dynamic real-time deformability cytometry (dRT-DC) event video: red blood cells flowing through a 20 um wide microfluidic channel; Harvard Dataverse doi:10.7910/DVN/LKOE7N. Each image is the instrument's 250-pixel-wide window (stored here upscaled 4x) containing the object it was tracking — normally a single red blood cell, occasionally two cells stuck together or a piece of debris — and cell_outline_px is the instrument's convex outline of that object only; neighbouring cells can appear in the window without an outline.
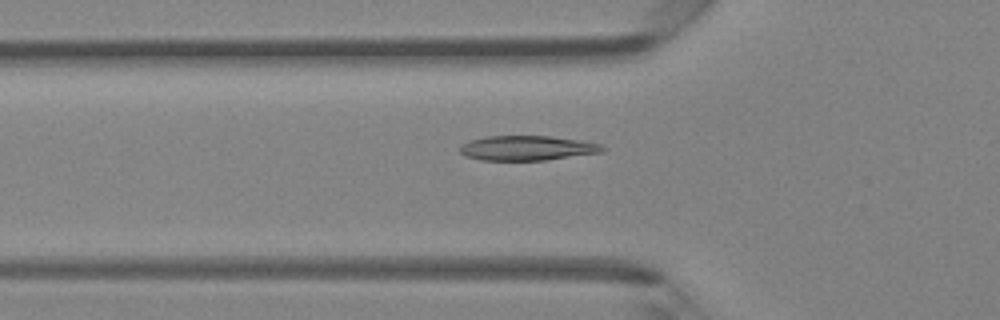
{"species": "Egyptian fruit bat (a non-hibernating species)", "species_latin": "Rousettus aegyptiacus", "temperature_condition": "room temperature", "stored_images_in_passage": 36, "camera_frame_rate_fps": 3000, "um_per_image_px": 0.085, "animal": {"sex": "female"}, "frame": {"image": 1, "passage_image": 8, "time_ms": 2.333, "image_size_px": [1000, 320], "cell_outline_px": [[608, 148], [604, 152], [544, 160], [480, 160], [464, 156], [460, 152], [460, 144], [468, 140], [488, 136], [552, 136], [580, 140], [600, 144]], "centroid_in_image_um": [44.8, 12.58], "position_along_channel_um": 81.0, "area_um2": 20.75}}
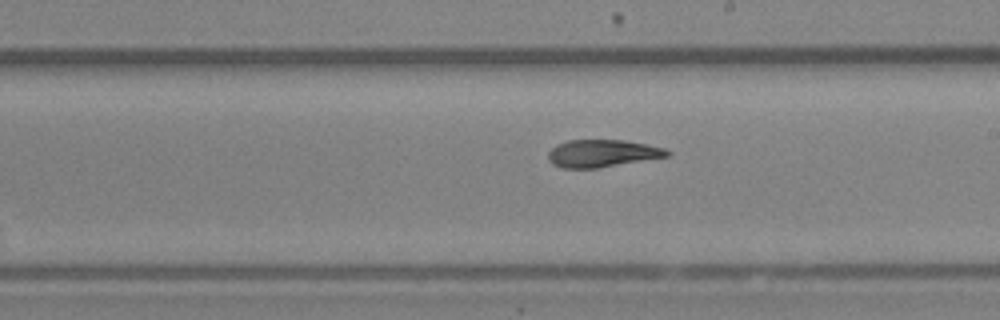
{"frame": {"image": 2, "passage_image": 19, "time_ms": 6.0, "image_size_px": [1000, 320], "cell_outline_px": [[672, 152], [668, 156], [600, 168], [560, 168], [552, 164], [548, 160], [548, 152], [556, 144], [568, 140], [624, 140], [664, 148]], "centroid_in_image_um": [51.15, 13.04], "position_along_channel_um": 237.8, "area_um2": 19.07}}
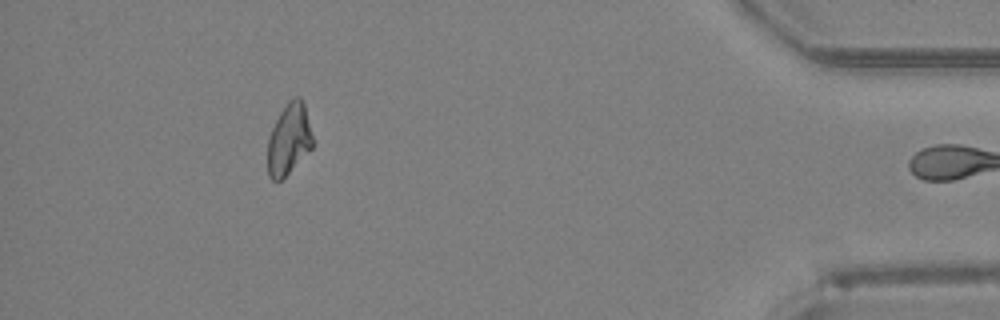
{"frame": {"image": 3, "passage_image": 35, "time_ms": 11.333, "image_size_px": [1000, 320], "cell_outline_px": [[312, 148], [280, 180], [272, 180], [268, 176], [268, 140], [272, 128], [280, 112], [288, 100], [292, 96], [300, 96], [304, 104], [312, 136]], "centroid_in_image_um": [24.55, 11.8], "position_along_channel_um": 410.7, "area_um2": 18.32}, "authors_computed_cell_mechanics": {"area_um2": 19.8543, "velocity_mm_per_s": 4.2774, "shape_relaxation_time_tau1_ms": 6.8222, "shape_relaxation_time_tau2_ms": 1.9252, "deformation_change_tau1": 0.1892, "deformation_change_tau2": 0.072}}